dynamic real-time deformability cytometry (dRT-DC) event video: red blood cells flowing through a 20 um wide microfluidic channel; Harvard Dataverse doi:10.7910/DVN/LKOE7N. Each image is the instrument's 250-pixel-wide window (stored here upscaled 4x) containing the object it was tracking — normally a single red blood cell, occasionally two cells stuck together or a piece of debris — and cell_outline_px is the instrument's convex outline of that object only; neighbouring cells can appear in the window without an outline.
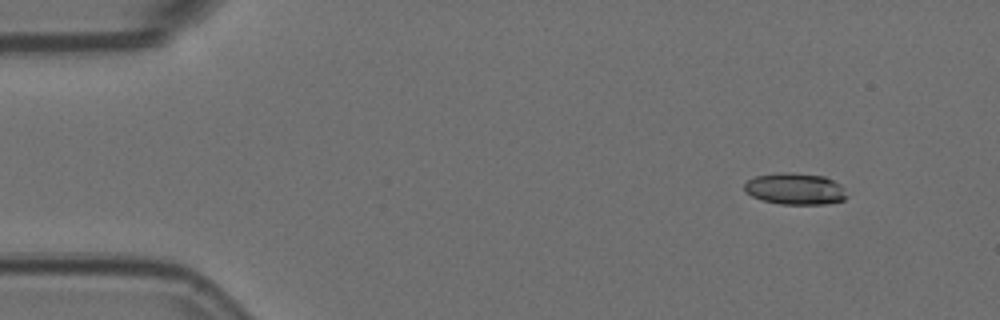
{"species": "Egyptian fruit bat (a non-hibernating species)", "species_latin": "Rousettus aegyptiacus", "temperature_condition": "room temperature", "stored_images_in_passage": 4, "camera_frame_rate_fps": 3000, "um_per_image_px": 0.085, "animal": {"sex": "female"}, "frame": {"image": 1, "passage_image": 2, "time_ms": 0.333, "image_size_px": [1000, 320], "cell_outline_px": [[848, 196], [844, 200], [824, 204], [780, 204], [764, 200], [752, 196], [744, 192], [744, 184], [748, 180], [756, 176], [776, 172], [792, 172], [824, 176], [840, 184], [844, 188]], "centroid_in_image_um": [67.58, 16.04], "position_along_channel_um": 17.4, "area_um2": 18.96}}